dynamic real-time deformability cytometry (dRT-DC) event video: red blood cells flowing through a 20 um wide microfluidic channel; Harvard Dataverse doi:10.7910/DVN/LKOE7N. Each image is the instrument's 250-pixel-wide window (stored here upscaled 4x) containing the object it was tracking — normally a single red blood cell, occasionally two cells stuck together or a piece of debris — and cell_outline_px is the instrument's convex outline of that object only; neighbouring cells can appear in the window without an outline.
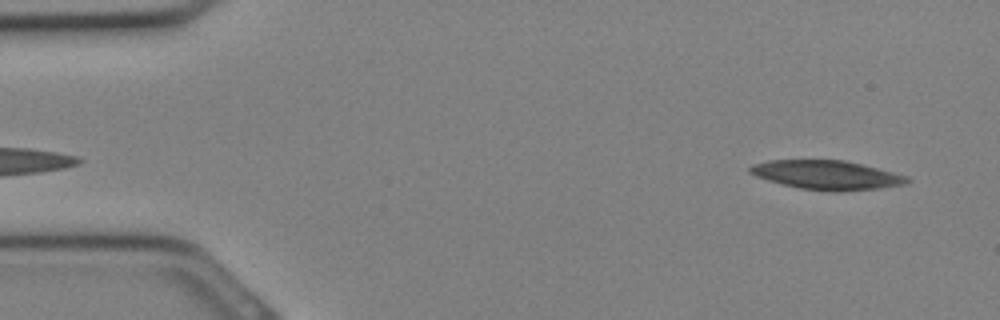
{"species": "Egyptian fruit bat (a non-hibernating species)", "species_latin": "Rousettus aegyptiacus", "temperature_condition": "cold", "stored_images_in_passage": 30, "camera_frame_rate_fps": 3000, "um_per_image_px": 0.085, "animal": {"sex": "female"}, "frame": {"image": 1, "passage_image": 1, "time_ms": 0.0, "image_size_px": [1000, 320], "cell_outline_px": [[912, 180], [908, 184], [880, 188], [836, 192], [832, 192], [800, 188], [768, 180], [756, 176], [748, 172], [748, 168], [752, 164], [768, 160], [844, 160], [908, 176]], "centroid_in_image_um": [70.29, 14.88], "position_along_channel_um": 14.7, "area_um2": 26.59}}
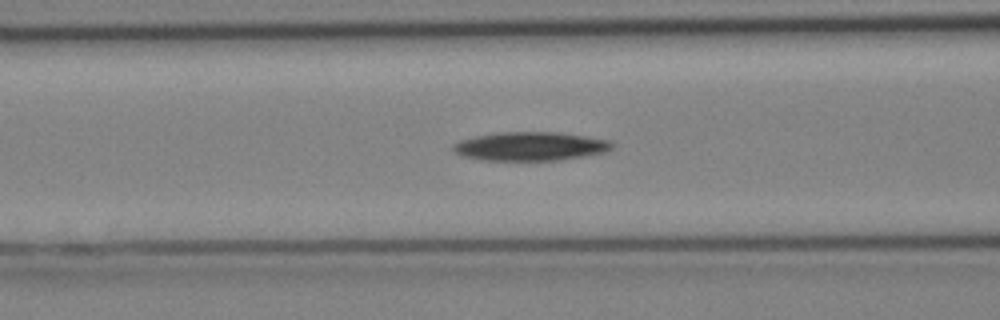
{"frame": {"image": 2, "passage_image": 11, "time_ms": 3.333, "image_size_px": [1000, 320], "cell_outline_px": [[616, 144], [612, 148], [604, 152], [584, 156], [560, 160], [484, 160], [464, 156], [452, 152], [452, 144], [460, 140], [476, 136], [496, 132], [556, 132], [612, 140]], "centroid_in_image_um": [45.08, 12.43], "position_along_channel_um": 121.5, "area_um2": 26.7}}
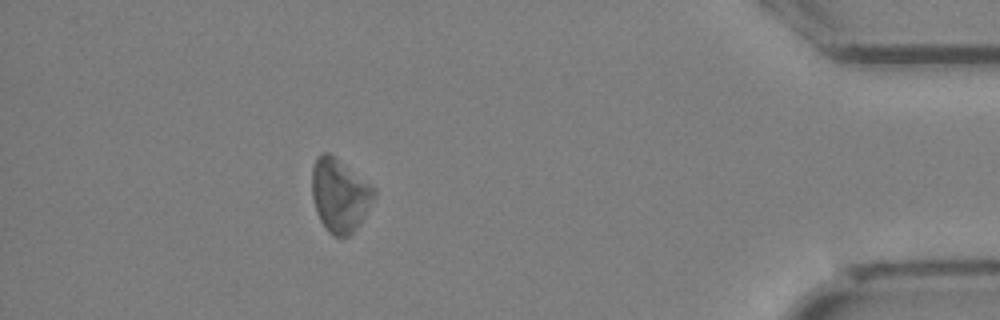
{"frame": {"image": 3, "passage_image": 27, "time_ms": 8.667, "image_size_px": [1000, 320], "cell_outline_px": [[376, 192], [372, 200], [356, 228], [348, 236], [332, 236], [328, 232], [320, 220], [316, 212], [312, 196], [312, 168], [316, 156], [324, 152], [328, 152], [376, 188]], "centroid_in_image_um": [28.84, 16.58], "position_along_channel_um": 406.4, "area_um2": 26.13}}